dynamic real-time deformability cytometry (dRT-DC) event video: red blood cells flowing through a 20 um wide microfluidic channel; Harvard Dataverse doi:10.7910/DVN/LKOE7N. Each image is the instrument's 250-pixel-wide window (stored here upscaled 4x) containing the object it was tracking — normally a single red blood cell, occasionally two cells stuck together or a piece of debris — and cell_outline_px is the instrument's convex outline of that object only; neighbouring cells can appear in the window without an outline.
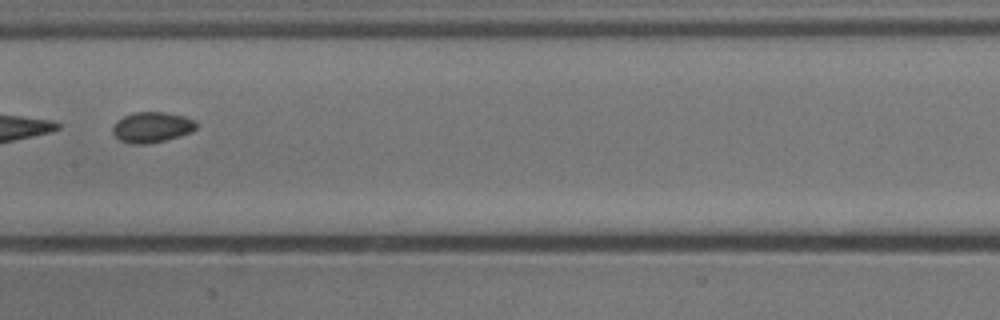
{"species": "common noctule bat (a hibernating species)", "species_latin": "Nyctalus noctula", "temperature_condition": "cold", "stored_images_in_passage": 10, "segment_of_instrument_passage": [2, 2], "camera_frame_rate_fps": 3000, "um_per_image_px": 0.085, "animal": {"sex": "male", "body_mass_g": 13.3}, "frame": {"image": 1, "passage_image": 7, "time_ms": 2.0, "image_size_px": [1000, 320], "cell_outline_px": [[196, 128], [192, 132], [180, 136], [148, 144], [132, 144], [120, 140], [112, 132], [112, 128], [116, 120], [132, 112], [164, 112], [184, 116], [196, 120]], "centroid_in_image_um": [12.91, 10.81], "position_along_channel_um": 194.5, "area_um2": 14.97}}
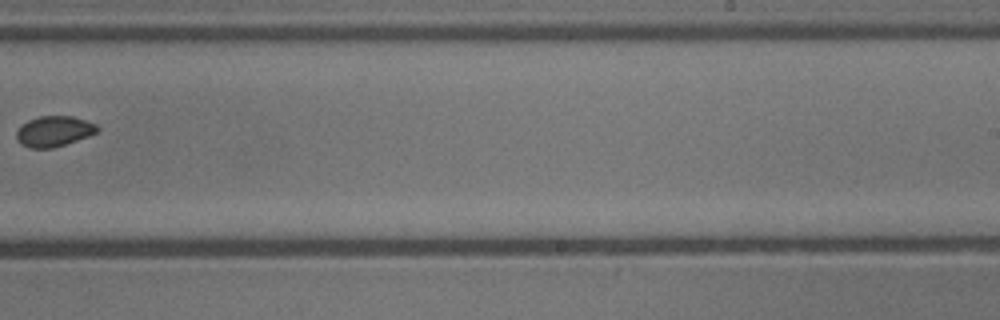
{"frame": {"image": 2, "passage_image": 9, "time_ms": 2.667, "image_size_px": [1000, 320], "cell_outline_px": [[100, 128], [96, 132], [88, 136], [52, 148], [28, 148], [20, 144], [16, 136], [16, 132], [28, 120], [40, 116], [72, 116], [96, 124]], "centroid_in_image_um": [4.58, 11.16], "position_along_channel_um": 284.4, "area_um2": 14.16}}
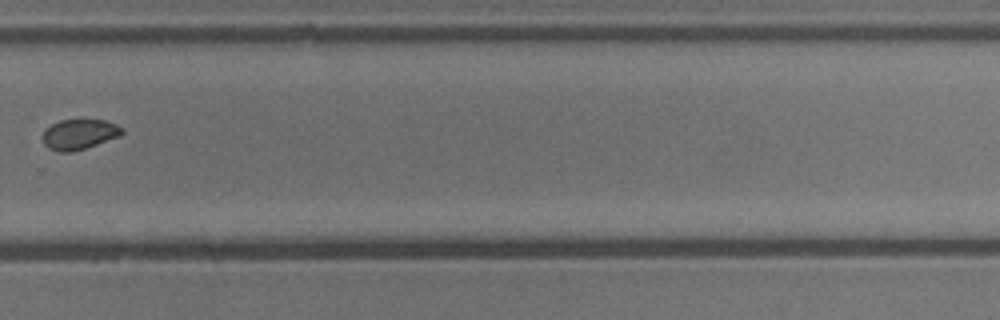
{"frame": {"image": 3, "passage_image": 10, "time_ms": 3.0, "image_size_px": [1000, 320], "cell_outline_px": [[124, 132], [120, 136], [72, 152], [60, 152], [48, 148], [44, 144], [44, 132], [52, 124], [60, 120], [104, 120], [116, 124], [124, 128]], "centroid_in_image_um": [6.77, 11.41], "position_along_channel_um": 323.0, "area_um2": 13.76}}